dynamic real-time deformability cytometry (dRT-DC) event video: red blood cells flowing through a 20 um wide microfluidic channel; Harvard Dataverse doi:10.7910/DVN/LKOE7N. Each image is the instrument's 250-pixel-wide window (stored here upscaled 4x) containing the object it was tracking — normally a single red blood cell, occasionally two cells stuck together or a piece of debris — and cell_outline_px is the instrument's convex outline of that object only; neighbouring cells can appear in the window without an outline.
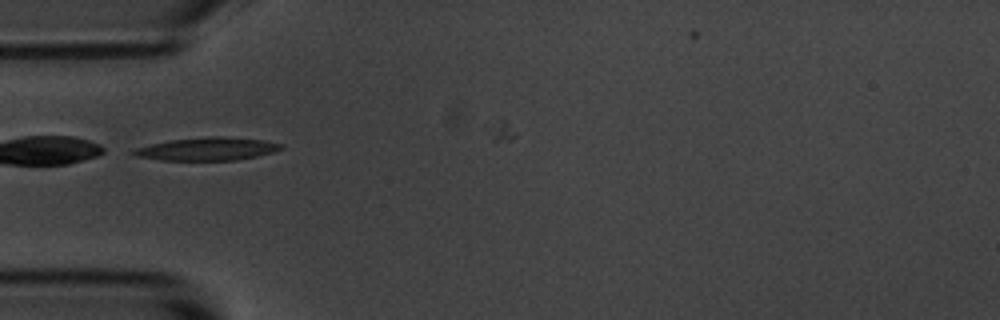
{"species": "common noctule bat (a hibernating species)", "species_latin": "Nyctalus noctula", "temperature_condition": "room temperature", "stored_images_in_passage": 5, "camera_frame_rate_fps": 3000, "um_per_image_px": 0.085, "animal": {"sex": "male", "body_mass_g": 20.1, "forearm_length_mm": 53.5}, "frame": {"image": 1, "passage_image": 2, "time_ms": 0.333, "image_size_px": [1000, 320], "cell_outline_px": [[284, 148], [276, 152], [236, 160], [160, 160], [136, 156], [128, 152], [136, 148], [168, 140], [208, 136], [220, 136], [264, 140], [284, 144]], "centroid_in_image_um": [17.64, 12.65], "position_along_channel_um": 67.4, "area_um2": 19.88}}